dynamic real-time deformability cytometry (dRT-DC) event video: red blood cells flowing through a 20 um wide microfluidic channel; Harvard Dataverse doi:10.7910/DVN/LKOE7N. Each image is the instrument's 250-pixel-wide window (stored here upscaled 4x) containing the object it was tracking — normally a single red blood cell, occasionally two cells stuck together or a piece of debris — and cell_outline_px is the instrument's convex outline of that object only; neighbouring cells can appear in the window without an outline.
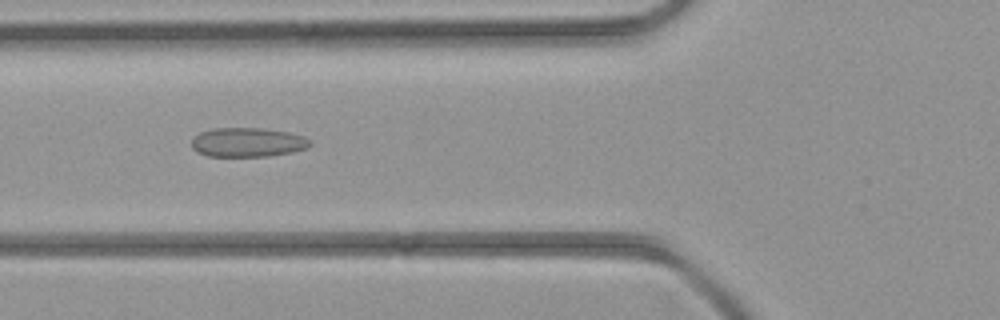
{"species": "common noctule bat (a hibernating species)", "species_latin": "Nyctalus noctula", "temperature_condition": "room temperature", "stored_images_in_passage": 6, "camera_frame_rate_fps": 3000, "um_per_image_px": 0.085, "animal": {"sex": "female", "body_mass_g": 21.9}, "frame": {"image": 1, "passage_image": 6, "time_ms": 5.667, "image_size_px": [1000, 320], "cell_outline_px": [[312, 144], [308, 148], [292, 152], [268, 156], [208, 156], [196, 152], [192, 148], [192, 136], [200, 132], [212, 128], [260, 128], [288, 132], [304, 136], [312, 140]], "centroid_in_image_um": [21.05, 12.09], "position_along_channel_um": 104.8, "area_um2": 20.4}}